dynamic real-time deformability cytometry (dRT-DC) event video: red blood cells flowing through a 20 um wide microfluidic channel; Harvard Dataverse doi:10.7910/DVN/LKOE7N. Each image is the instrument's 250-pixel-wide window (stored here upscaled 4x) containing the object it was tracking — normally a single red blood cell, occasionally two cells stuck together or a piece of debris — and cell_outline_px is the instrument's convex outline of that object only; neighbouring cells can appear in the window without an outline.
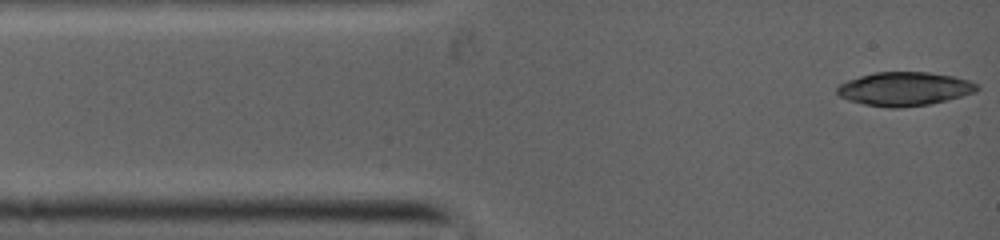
{"species": "common noctule bat (a hibernating species)", "species_latin": "Nyctalus noctula", "temperature_condition": "warm", "stored_images_in_passage": 8, "camera_frame_rate_fps": 5000, "um_per_image_px": 0.085, "animal": {"sex": "female", "body_mass_g": 19.0, "forearm_length_mm": 53.3}, "frame": {"image": 1, "passage_image": 1, "time_ms": 0.0, "image_size_px": [1000, 240], "cell_outline_px": [[980, 88], [976, 92], [928, 104], [900, 108], [888, 108], [864, 104], [848, 100], [840, 96], [836, 92], [836, 88], [840, 84], [848, 80], [860, 76], [876, 72], [928, 72], [956, 76], [980, 84]], "centroid_in_image_um": [76.89, 7.55], "position_along_channel_um": 8.1, "area_um2": 27.51}}